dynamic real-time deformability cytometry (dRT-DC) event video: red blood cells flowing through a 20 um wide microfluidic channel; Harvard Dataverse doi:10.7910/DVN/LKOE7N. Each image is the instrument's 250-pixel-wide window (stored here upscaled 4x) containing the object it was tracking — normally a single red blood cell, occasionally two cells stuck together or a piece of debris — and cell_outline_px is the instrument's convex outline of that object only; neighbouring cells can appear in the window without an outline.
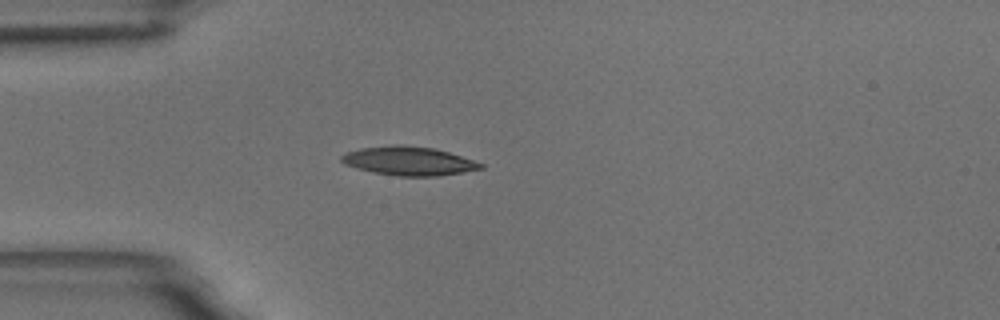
{"species": "common noctule bat (a hibernating species)", "species_latin": "Nyctalus noctula", "temperature_condition": "room temperature", "stored_images_in_passage": 30, "camera_frame_rate_fps": 3000, "um_per_image_px": 0.085, "animal": {"sex": "male", "body_mass_g": 18.8}, "frame": {"image": 1, "passage_image": 1, "time_ms": 0.0, "image_size_px": [1000, 320], "cell_outline_px": [[484, 168], [436, 176], [396, 176], [372, 172], [356, 168], [344, 164], [340, 160], [340, 156], [348, 152], [360, 148], [392, 144], [400, 144], [432, 148], [448, 152], [484, 164]], "centroid_in_image_um": [34.69, 13.68], "position_along_channel_um": 50.3, "area_um2": 23.24}}
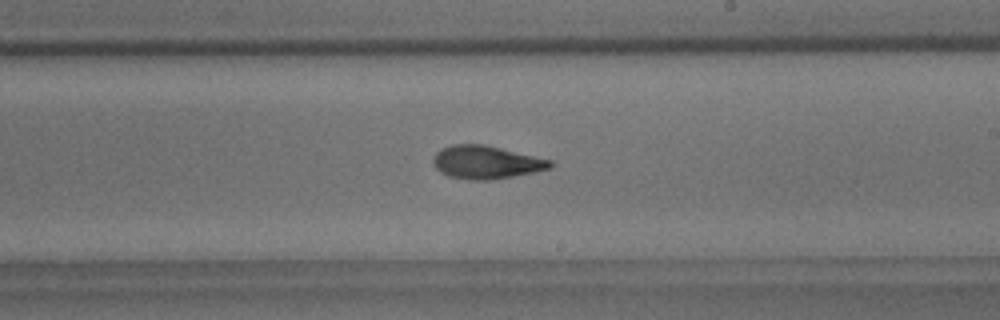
{"frame": {"image": 2, "passage_image": 19, "time_ms": 6.0, "image_size_px": [1000, 320], "cell_outline_px": [[552, 168], [492, 180], [468, 180], [448, 176], [440, 172], [436, 168], [432, 160], [436, 152], [440, 148], [452, 144], [480, 144], [500, 148], [552, 160]], "centroid_in_image_um": [41.28, 13.79], "position_along_channel_um": 247.7, "area_um2": 22.48}}
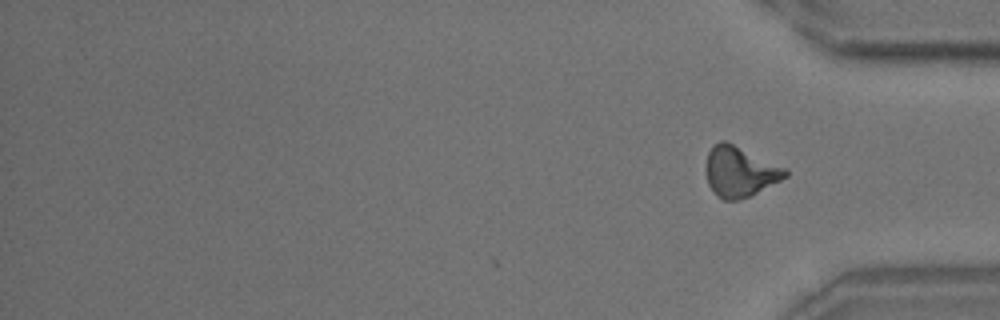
{"frame": {"image": 3, "passage_image": 30, "time_ms": 9.667, "image_size_px": [1000, 320], "cell_outline_px": [[788, 176], [748, 196], [736, 200], [724, 200], [716, 196], [712, 192], [708, 184], [704, 168], [704, 164], [708, 152], [712, 144], [720, 140], [724, 140], [784, 168], [788, 172]], "centroid_in_image_um": [62.78, 14.59], "position_along_channel_um": 372.4, "area_um2": 23.06}, "authors_computed_cell_mechanics": {"area_um2": 22.253, "velocity_mm_per_s": 3.4699, "shape_relaxation_time_tau1_ms": 5.3768, "shape_relaxation_time_tau2_ms": 3.2389, "deformation_change_tau1": 0.1774, "deformation_change_tau2": 0.103}}